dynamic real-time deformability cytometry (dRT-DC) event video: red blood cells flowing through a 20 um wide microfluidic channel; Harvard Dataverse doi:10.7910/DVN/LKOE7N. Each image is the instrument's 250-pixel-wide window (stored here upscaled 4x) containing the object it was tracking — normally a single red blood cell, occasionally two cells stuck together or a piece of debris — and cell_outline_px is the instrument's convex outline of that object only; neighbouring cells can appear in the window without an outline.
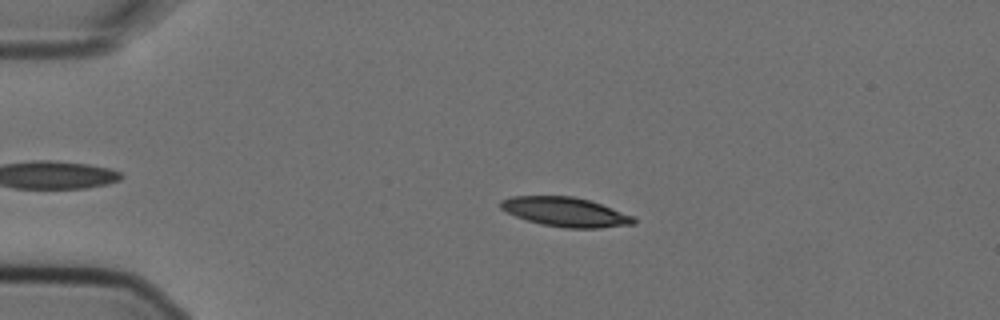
{"species": "Egyptian fruit bat (a non-hibernating species)", "species_latin": "Rousettus aegyptiacus", "temperature_condition": "cold", "stored_images_in_passage": 4, "camera_frame_rate_fps": 3000, "um_per_image_px": 0.085, "animal": {"sex": "female"}, "frame": {"image": 1, "passage_image": 3, "time_ms": 0.667, "image_size_px": [1000, 320], "cell_outline_px": [[636, 224], [600, 228], [568, 228], [540, 224], [516, 216], [500, 208], [500, 200], [512, 196], [572, 196], [588, 200], [612, 208], [632, 216], [636, 220]], "centroid_in_image_um": [48.06, 18.02], "position_along_channel_um": 36.9, "area_um2": 22.54}}